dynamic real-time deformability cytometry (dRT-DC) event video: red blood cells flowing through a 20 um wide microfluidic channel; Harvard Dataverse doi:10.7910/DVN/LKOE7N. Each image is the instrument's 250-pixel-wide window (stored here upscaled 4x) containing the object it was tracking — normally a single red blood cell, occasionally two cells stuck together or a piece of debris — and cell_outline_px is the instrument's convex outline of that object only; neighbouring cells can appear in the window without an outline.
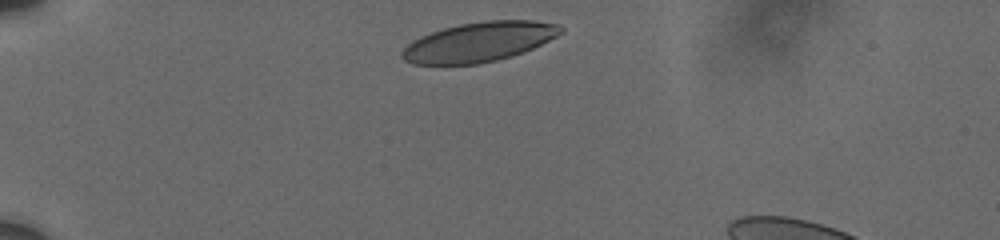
{"species": "human", "species_latin": "Homo sapiens", "temperature_condition": "cold", "stored_images_in_passage": 6, "camera_frame_rate_fps": 3000, "um_per_image_px": 0.085, "donor": {"sex": "male"}, "frame": {"image": 1, "passage_image": 1, "time_ms": 0.0, "image_size_px": [1000, 240], "cell_outline_px": [[564, 32], [532, 48], [512, 56], [496, 60], [476, 64], [412, 64], [404, 60], [400, 56], [400, 52], [412, 40], [420, 36], [444, 28], [460, 24], [484, 20], [536, 20], [560, 24], [564, 28]], "centroid_in_image_um": [40.72, 3.55], "position_along_channel_um": 44.3, "area_um2": 36.65}}
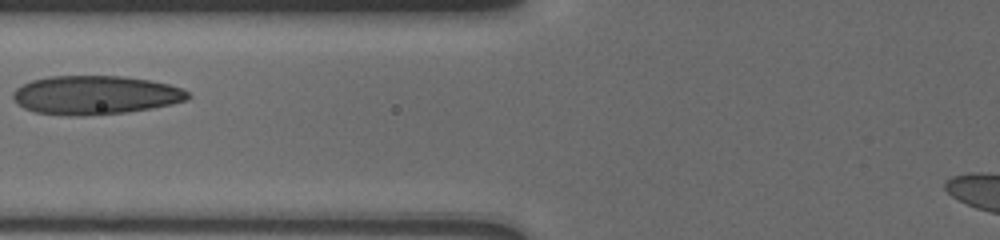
{"frame": {"image": 2, "passage_image": 4, "time_ms": 3.333, "image_size_px": [1000, 240], "cell_outline_px": [[192, 96], [188, 100], [172, 104], [124, 112], [84, 116], [68, 116], [36, 112], [24, 108], [12, 96], [12, 92], [16, 88], [32, 80], [48, 76], [124, 76], [148, 80], [168, 84], [180, 88], [188, 92]], "centroid_in_image_um": [8.1, 8.08], "position_along_channel_um": 117.7, "area_um2": 39.36}}
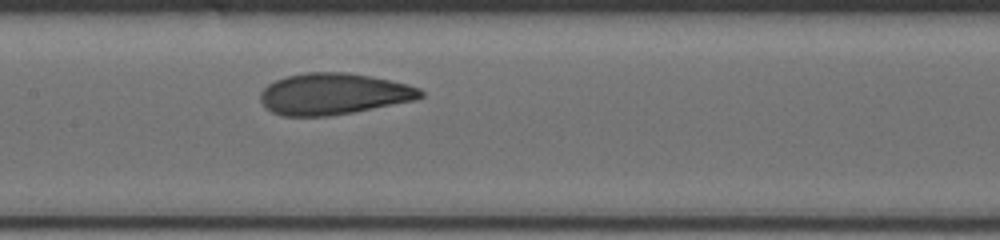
{"frame": {"image": 3, "passage_image": 6, "time_ms": 5.0, "image_size_px": [1000, 240], "cell_outline_px": [[424, 96], [416, 100], [352, 112], [328, 116], [280, 116], [272, 112], [260, 100], [260, 92], [268, 84], [284, 76], [304, 72], [348, 72], [372, 76], [408, 84], [420, 88], [424, 92]], "centroid_in_image_um": [28.36, 7.97], "position_along_channel_um": 179.0, "area_um2": 38.84}}